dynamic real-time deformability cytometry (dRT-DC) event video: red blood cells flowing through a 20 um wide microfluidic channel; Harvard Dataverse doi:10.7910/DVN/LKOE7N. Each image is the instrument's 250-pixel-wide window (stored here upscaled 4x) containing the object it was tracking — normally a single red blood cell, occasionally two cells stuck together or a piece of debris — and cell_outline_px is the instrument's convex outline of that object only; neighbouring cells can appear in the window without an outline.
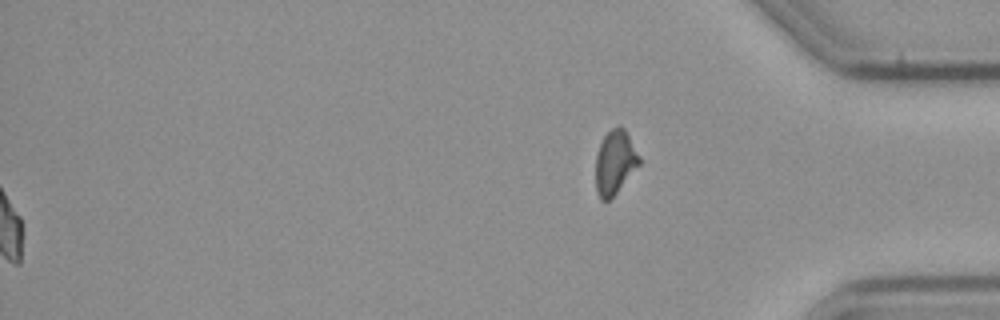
{"species": "common noctule bat (a hibernating species)", "species_latin": "Nyctalus noctula", "temperature_condition": "cold", "stored_images_in_passage": 59, "segment_of_instrument_passage": [2, 2], "camera_frame_rate_fps": 3000, "um_per_image_px": 0.085, "animal": {"sex": "male", "body_mass_g": 23.1, "forearm_length_mm": 52.7}, "frame": {"image": 1, "passage_image": 59, "time_ms": 19.333, "image_size_px": [1000, 320], "cell_outline_px": [[640, 164], [616, 192], [608, 200], [600, 200], [596, 192], [596, 152], [604, 136], [612, 128], [624, 128], [640, 156]], "centroid_in_image_um": [52.26, 13.81], "position_along_channel_um": 382.9, "area_um2": 15.95}}